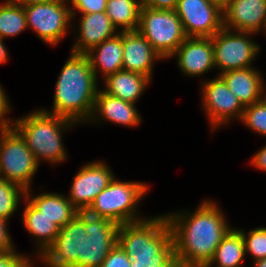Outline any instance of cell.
Listing matches in <instances>:
<instances>
[{
  "instance_id": "obj_1",
  "label": "cell",
  "mask_w": 266,
  "mask_h": 267,
  "mask_svg": "<svg viewBox=\"0 0 266 267\" xmlns=\"http://www.w3.org/2000/svg\"><path fill=\"white\" fill-rule=\"evenodd\" d=\"M216 203L204 201L190 215L168 214L174 251L183 267H205L231 229Z\"/></svg>"
},
{
  "instance_id": "obj_2",
  "label": "cell",
  "mask_w": 266,
  "mask_h": 267,
  "mask_svg": "<svg viewBox=\"0 0 266 267\" xmlns=\"http://www.w3.org/2000/svg\"><path fill=\"white\" fill-rule=\"evenodd\" d=\"M56 82L53 112L74 122L93 114L99 89L87 54L71 53Z\"/></svg>"
},
{
  "instance_id": "obj_3",
  "label": "cell",
  "mask_w": 266,
  "mask_h": 267,
  "mask_svg": "<svg viewBox=\"0 0 266 267\" xmlns=\"http://www.w3.org/2000/svg\"><path fill=\"white\" fill-rule=\"evenodd\" d=\"M118 244L131 259V267H161L174 253L167 216L119 226Z\"/></svg>"
},
{
  "instance_id": "obj_4",
  "label": "cell",
  "mask_w": 266,
  "mask_h": 267,
  "mask_svg": "<svg viewBox=\"0 0 266 267\" xmlns=\"http://www.w3.org/2000/svg\"><path fill=\"white\" fill-rule=\"evenodd\" d=\"M11 121L15 122L13 128L25 140L38 164L41 159L53 164L66 159L61 131L74 124V121L50 114L46 110L35 111Z\"/></svg>"
},
{
  "instance_id": "obj_5",
  "label": "cell",
  "mask_w": 266,
  "mask_h": 267,
  "mask_svg": "<svg viewBox=\"0 0 266 267\" xmlns=\"http://www.w3.org/2000/svg\"><path fill=\"white\" fill-rule=\"evenodd\" d=\"M147 190L145 183L120 182L114 178L94 198L86 212L96 217L107 218L119 225L142 221L137 219L136 205Z\"/></svg>"
},
{
  "instance_id": "obj_6",
  "label": "cell",
  "mask_w": 266,
  "mask_h": 267,
  "mask_svg": "<svg viewBox=\"0 0 266 267\" xmlns=\"http://www.w3.org/2000/svg\"><path fill=\"white\" fill-rule=\"evenodd\" d=\"M137 30L162 58H170L187 38L175 10L142 6Z\"/></svg>"
},
{
  "instance_id": "obj_7",
  "label": "cell",
  "mask_w": 266,
  "mask_h": 267,
  "mask_svg": "<svg viewBox=\"0 0 266 267\" xmlns=\"http://www.w3.org/2000/svg\"><path fill=\"white\" fill-rule=\"evenodd\" d=\"M38 166L25 140L14 128L0 132V178L30 190Z\"/></svg>"
},
{
  "instance_id": "obj_8",
  "label": "cell",
  "mask_w": 266,
  "mask_h": 267,
  "mask_svg": "<svg viewBox=\"0 0 266 267\" xmlns=\"http://www.w3.org/2000/svg\"><path fill=\"white\" fill-rule=\"evenodd\" d=\"M119 224L85 211L82 256L72 267H100L118 243Z\"/></svg>"
},
{
  "instance_id": "obj_9",
  "label": "cell",
  "mask_w": 266,
  "mask_h": 267,
  "mask_svg": "<svg viewBox=\"0 0 266 267\" xmlns=\"http://www.w3.org/2000/svg\"><path fill=\"white\" fill-rule=\"evenodd\" d=\"M236 32L238 34L223 27L211 37L215 67L221 68V74L229 70L249 68L259 52L260 47L248 38L249 34L254 33Z\"/></svg>"
},
{
  "instance_id": "obj_10",
  "label": "cell",
  "mask_w": 266,
  "mask_h": 267,
  "mask_svg": "<svg viewBox=\"0 0 266 267\" xmlns=\"http://www.w3.org/2000/svg\"><path fill=\"white\" fill-rule=\"evenodd\" d=\"M66 1L38 3L24 7L27 27H31L41 40L55 45L66 34L74 10L67 8Z\"/></svg>"
},
{
  "instance_id": "obj_11",
  "label": "cell",
  "mask_w": 266,
  "mask_h": 267,
  "mask_svg": "<svg viewBox=\"0 0 266 267\" xmlns=\"http://www.w3.org/2000/svg\"><path fill=\"white\" fill-rule=\"evenodd\" d=\"M175 11L187 37H213L223 28V8L211 0H178Z\"/></svg>"
},
{
  "instance_id": "obj_12",
  "label": "cell",
  "mask_w": 266,
  "mask_h": 267,
  "mask_svg": "<svg viewBox=\"0 0 266 267\" xmlns=\"http://www.w3.org/2000/svg\"><path fill=\"white\" fill-rule=\"evenodd\" d=\"M85 232V211H80L60 228L54 242L40 255L42 260L51 267H72L82 256Z\"/></svg>"
},
{
  "instance_id": "obj_13",
  "label": "cell",
  "mask_w": 266,
  "mask_h": 267,
  "mask_svg": "<svg viewBox=\"0 0 266 267\" xmlns=\"http://www.w3.org/2000/svg\"><path fill=\"white\" fill-rule=\"evenodd\" d=\"M115 178L103 162L88 163L83 166L71 185L68 200L80 212L86 211L94 198Z\"/></svg>"
},
{
  "instance_id": "obj_14",
  "label": "cell",
  "mask_w": 266,
  "mask_h": 267,
  "mask_svg": "<svg viewBox=\"0 0 266 267\" xmlns=\"http://www.w3.org/2000/svg\"><path fill=\"white\" fill-rule=\"evenodd\" d=\"M202 97H204V102H202L205 107L204 111L206 110L213 129L222 123L226 124L235 114L239 120L241 119L244 106L220 76L207 83L204 82Z\"/></svg>"
},
{
  "instance_id": "obj_15",
  "label": "cell",
  "mask_w": 266,
  "mask_h": 267,
  "mask_svg": "<svg viewBox=\"0 0 266 267\" xmlns=\"http://www.w3.org/2000/svg\"><path fill=\"white\" fill-rule=\"evenodd\" d=\"M266 21V0H231L223 7V27L256 33Z\"/></svg>"
},
{
  "instance_id": "obj_16",
  "label": "cell",
  "mask_w": 266,
  "mask_h": 267,
  "mask_svg": "<svg viewBox=\"0 0 266 267\" xmlns=\"http://www.w3.org/2000/svg\"><path fill=\"white\" fill-rule=\"evenodd\" d=\"M175 55L179 68L189 76H200L215 67L210 37H187L171 57Z\"/></svg>"
},
{
  "instance_id": "obj_17",
  "label": "cell",
  "mask_w": 266,
  "mask_h": 267,
  "mask_svg": "<svg viewBox=\"0 0 266 267\" xmlns=\"http://www.w3.org/2000/svg\"><path fill=\"white\" fill-rule=\"evenodd\" d=\"M161 58L138 30L123 31V70L151 79L153 62Z\"/></svg>"
},
{
  "instance_id": "obj_18",
  "label": "cell",
  "mask_w": 266,
  "mask_h": 267,
  "mask_svg": "<svg viewBox=\"0 0 266 267\" xmlns=\"http://www.w3.org/2000/svg\"><path fill=\"white\" fill-rule=\"evenodd\" d=\"M79 37L72 52L87 54L93 47L117 35L116 28L104 12L82 14Z\"/></svg>"
},
{
  "instance_id": "obj_19",
  "label": "cell",
  "mask_w": 266,
  "mask_h": 267,
  "mask_svg": "<svg viewBox=\"0 0 266 267\" xmlns=\"http://www.w3.org/2000/svg\"><path fill=\"white\" fill-rule=\"evenodd\" d=\"M260 75L253 67L229 70L219 74L244 107L263 99L265 92Z\"/></svg>"
},
{
  "instance_id": "obj_20",
  "label": "cell",
  "mask_w": 266,
  "mask_h": 267,
  "mask_svg": "<svg viewBox=\"0 0 266 267\" xmlns=\"http://www.w3.org/2000/svg\"><path fill=\"white\" fill-rule=\"evenodd\" d=\"M93 113L90 118L91 121L96 118L95 115H100L112 123L131 127L140 124L141 120L134 103L124 101L103 91H97Z\"/></svg>"
},
{
  "instance_id": "obj_21",
  "label": "cell",
  "mask_w": 266,
  "mask_h": 267,
  "mask_svg": "<svg viewBox=\"0 0 266 267\" xmlns=\"http://www.w3.org/2000/svg\"><path fill=\"white\" fill-rule=\"evenodd\" d=\"M118 33L87 52L96 80H98L97 66L105 78L123 69V31Z\"/></svg>"
},
{
  "instance_id": "obj_22",
  "label": "cell",
  "mask_w": 266,
  "mask_h": 267,
  "mask_svg": "<svg viewBox=\"0 0 266 267\" xmlns=\"http://www.w3.org/2000/svg\"><path fill=\"white\" fill-rule=\"evenodd\" d=\"M29 194V190H26L24 200L28 199L43 216L60 228L67 225L79 212L63 194L42 193L32 199Z\"/></svg>"
},
{
  "instance_id": "obj_23",
  "label": "cell",
  "mask_w": 266,
  "mask_h": 267,
  "mask_svg": "<svg viewBox=\"0 0 266 267\" xmlns=\"http://www.w3.org/2000/svg\"><path fill=\"white\" fill-rule=\"evenodd\" d=\"M104 80L106 88L103 92L135 104L151 79L122 69Z\"/></svg>"
},
{
  "instance_id": "obj_24",
  "label": "cell",
  "mask_w": 266,
  "mask_h": 267,
  "mask_svg": "<svg viewBox=\"0 0 266 267\" xmlns=\"http://www.w3.org/2000/svg\"><path fill=\"white\" fill-rule=\"evenodd\" d=\"M27 206L23 212V224L26 229L39 238L38 244L40 255H42L46 249L54 242L56 239L60 227L56 223L51 222L47 217L43 216L39 210H37L29 201L26 199ZM40 243V244H39Z\"/></svg>"
},
{
  "instance_id": "obj_25",
  "label": "cell",
  "mask_w": 266,
  "mask_h": 267,
  "mask_svg": "<svg viewBox=\"0 0 266 267\" xmlns=\"http://www.w3.org/2000/svg\"><path fill=\"white\" fill-rule=\"evenodd\" d=\"M245 254V244L241 230L230 229L205 267H211L215 262L218 263L217 267H241L240 263Z\"/></svg>"
},
{
  "instance_id": "obj_26",
  "label": "cell",
  "mask_w": 266,
  "mask_h": 267,
  "mask_svg": "<svg viewBox=\"0 0 266 267\" xmlns=\"http://www.w3.org/2000/svg\"><path fill=\"white\" fill-rule=\"evenodd\" d=\"M138 1L107 0L105 13L116 29L122 26V31L137 30L142 8L141 0Z\"/></svg>"
},
{
  "instance_id": "obj_27",
  "label": "cell",
  "mask_w": 266,
  "mask_h": 267,
  "mask_svg": "<svg viewBox=\"0 0 266 267\" xmlns=\"http://www.w3.org/2000/svg\"><path fill=\"white\" fill-rule=\"evenodd\" d=\"M27 28L24 7L7 0L0 5V38L20 34Z\"/></svg>"
},
{
  "instance_id": "obj_28",
  "label": "cell",
  "mask_w": 266,
  "mask_h": 267,
  "mask_svg": "<svg viewBox=\"0 0 266 267\" xmlns=\"http://www.w3.org/2000/svg\"><path fill=\"white\" fill-rule=\"evenodd\" d=\"M25 190L19 185L0 178V218L8 221L18 207L20 194Z\"/></svg>"
},
{
  "instance_id": "obj_29",
  "label": "cell",
  "mask_w": 266,
  "mask_h": 267,
  "mask_svg": "<svg viewBox=\"0 0 266 267\" xmlns=\"http://www.w3.org/2000/svg\"><path fill=\"white\" fill-rule=\"evenodd\" d=\"M241 120L251 130L266 136V100L255 102L244 107Z\"/></svg>"
},
{
  "instance_id": "obj_30",
  "label": "cell",
  "mask_w": 266,
  "mask_h": 267,
  "mask_svg": "<svg viewBox=\"0 0 266 267\" xmlns=\"http://www.w3.org/2000/svg\"><path fill=\"white\" fill-rule=\"evenodd\" d=\"M245 244V253L249 252L254 259L266 258V228L261 227L248 232V236L242 231Z\"/></svg>"
},
{
  "instance_id": "obj_31",
  "label": "cell",
  "mask_w": 266,
  "mask_h": 267,
  "mask_svg": "<svg viewBox=\"0 0 266 267\" xmlns=\"http://www.w3.org/2000/svg\"><path fill=\"white\" fill-rule=\"evenodd\" d=\"M100 267H131V259L117 243Z\"/></svg>"
},
{
  "instance_id": "obj_32",
  "label": "cell",
  "mask_w": 266,
  "mask_h": 267,
  "mask_svg": "<svg viewBox=\"0 0 266 267\" xmlns=\"http://www.w3.org/2000/svg\"><path fill=\"white\" fill-rule=\"evenodd\" d=\"M72 6L82 14L104 12L107 0H71Z\"/></svg>"
},
{
  "instance_id": "obj_33",
  "label": "cell",
  "mask_w": 266,
  "mask_h": 267,
  "mask_svg": "<svg viewBox=\"0 0 266 267\" xmlns=\"http://www.w3.org/2000/svg\"><path fill=\"white\" fill-rule=\"evenodd\" d=\"M29 258L18 255L15 250L0 253V267H22Z\"/></svg>"
},
{
  "instance_id": "obj_34",
  "label": "cell",
  "mask_w": 266,
  "mask_h": 267,
  "mask_svg": "<svg viewBox=\"0 0 266 267\" xmlns=\"http://www.w3.org/2000/svg\"><path fill=\"white\" fill-rule=\"evenodd\" d=\"M8 99L6 97L5 91H3L2 86H0V132L13 128L11 121L4 119V116L11 109L8 107Z\"/></svg>"
},
{
  "instance_id": "obj_35",
  "label": "cell",
  "mask_w": 266,
  "mask_h": 267,
  "mask_svg": "<svg viewBox=\"0 0 266 267\" xmlns=\"http://www.w3.org/2000/svg\"><path fill=\"white\" fill-rule=\"evenodd\" d=\"M7 220L0 218V253L14 251L13 242L7 232Z\"/></svg>"
},
{
  "instance_id": "obj_36",
  "label": "cell",
  "mask_w": 266,
  "mask_h": 267,
  "mask_svg": "<svg viewBox=\"0 0 266 267\" xmlns=\"http://www.w3.org/2000/svg\"><path fill=\"white\" fill-rule=\"evenodd\" d=\"M142 6L152 9L175 10L178 0H141Z\"/></svg>"
},
{
  "instance_id": "obj_37",
  "label": "cell",
  "mask_w": 266,
  "mask_h": 267,
  "mask_svg": "<svg viewBox=\"0 0 266 267\" xmlns=\"http://www.w3.org/2000/svg\"><path fill=\"white\" fill-rule=\"evenodd\" d=\"M251 162L256 168L266 171V146L253 156Z\"/></svg>"
},
{
  "instance_id": "obj_38",
  "label": "cell",
  "mask_w": 266,
  "mask_h": 267,
  "mask_svg": "<svg viewBox=\"0 0 266 267\" xmlns=\"http://www.w3.org/2000/svg\"><path fill=\"white\" fill-rule=\"evenodd\" d=\"M15 4H18L19 6H27L32 4H38V3H47V2H55V1H67V0H11Z\"/></svg>"
},
{
  "instance_id": "obj_39",
  "label": "cell",
  "mask_w": 266,
  "mask_h": 267,
  "mask_svg": "<svg viewBox=\"0 0 266 267\" xmlns=\"http://www.w3.org/2000/svg\"><path fill=\"white\" fill-rule=\"evenodd\" d=\"M161 267H183L175 253Z\"/></svg>"
},
{
  "instance_id": "obj_40",
  "label": "cell",
  "mask_w": 266,
  "mask_h": 267,
  "mask_svg": "<svg viewBox=\"0 0 266 267\" xmlns=\"http://www.w3.org/2000/svg\"><path fill=\"white\" fill-rule=\"evenodd\" d=\"M8 59L7 50L2 42V38H0V64L6 62Z\"/></svg>"
},
{
  "instance_id": "obj_41",
  "label": "cell",
  "mask_w": 266,
  "mask_h": 267,
  "mask_svg": "<svg viewBox=\"0 0 266 267\" xmlns=\"http://www.w3.org/2000/svg\"><path fill=\"white\" fill-rule=\"evenodd\" d=\"M254 267H266V258L255 261Z\"/></svg>"
},
{
  "instance_id": "obj_42",
  "label": "cell",
  "mask_w": 266,
  "mask_h": 267,
  "mask_svg": "<svg viewBox=\"0 0 266 267\" xmlns=\"http://www.w3.org/2000/svg\"><path fill=\"white\" fill-rule=\"evenodd\" d=\"M219 4L222 8L225 7L231 0H211Z\"/></svg>"
},
{
  "instance_id": "obj_43",
  "label": "cell",
  "mask_w": 266,
  "mask_h": 267,
  "mask_svg": "<svg viewBox=\"0 0 266 267\" xmlns=\"http://www.w3.org/2000/svg\"><path fill=\"white\" fill-rule=\"evenodd\" d=\"M30 261H31V259H30V260L28 259V260L23 264L22 267H33V266H32V263H31ZM48 267H51V266L49 265Z\"/></svg>"
},
{
  "instance_id": "obj_44",
  "label": "cell",
  "mask_w": 266,
  "mask_h": 267,
  "mask_svg": "<svg viewBox=\"0 0 266 267\" xmlns=\"http://www.w3.org/2000/svg\"><path fill=\"white\" fill-rule=\"evenodd\" d=\"M263 28L264 29H262V30H264L266 32V21H265V24H264V27Z\"/></svg>"
}]
</instances>
